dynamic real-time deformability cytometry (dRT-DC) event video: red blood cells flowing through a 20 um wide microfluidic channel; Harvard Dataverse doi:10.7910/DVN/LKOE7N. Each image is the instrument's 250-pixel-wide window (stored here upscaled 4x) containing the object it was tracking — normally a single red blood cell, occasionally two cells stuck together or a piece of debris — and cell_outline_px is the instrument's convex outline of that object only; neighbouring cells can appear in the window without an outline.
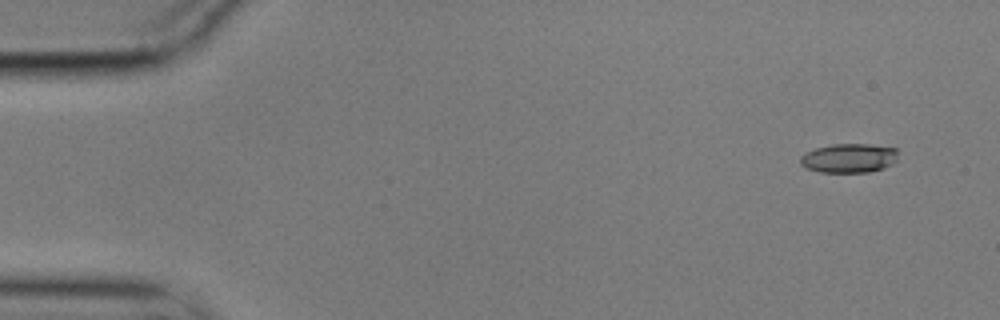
{"species": "common noctule bat (a hibernating species)", "species_latin": "Nyctalus noctula", "temperature_condition": "cold", "stored_images_in_passage": 54, "camera_frame_rate_fps": 3000, "um_per_image_px": 0.085, "animal": {"sex": "male", "body_mass_g": 17.9}, "frame": {"image": 1, "passage_image": 1, "time_ms": 0.0, "image_size_px": [1000, 320], "cell_outline_px": [[896, 160], [892, 164], [884, 168], [868, 172], [820, 172], [804, 168], [800, 164], [800, 156], [804, 152], [816, 148], [832, 144], [868, 144], [896, 148]], "centroid_in_image_um": [72.11, 13.44], "position_along_channel_um": 12.9, "area_um2": 16.7}}
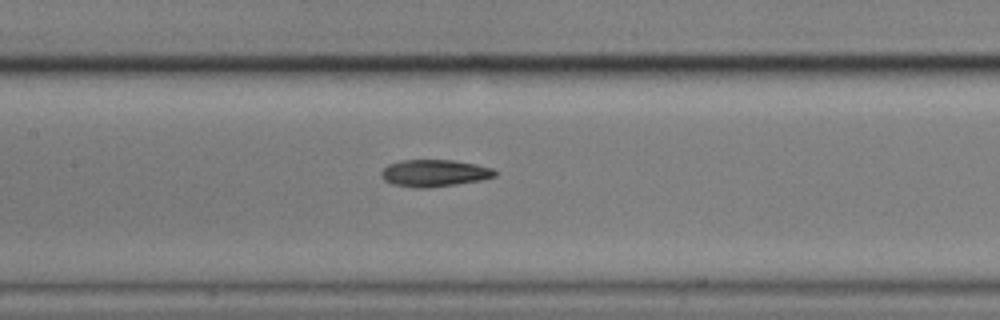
{"frame": {"image": 2, "passage_image": 24, "time_ms": 7.667, "image_size_px": [1000, 320], "cell_outline_px": [[496, 176], [480, 180], [456, 184], [428, 188], [416, 188], [392, 184], [384, 180], [380, 176], [380, 172], [388, 164], [400, 160], [452, 160], [476, 164], [492, 168], [496, 172]], "centroid_in_image_um": [36.88, 14.71], "position_along_channel_um": 170.5, "area_um2": 17.92}}
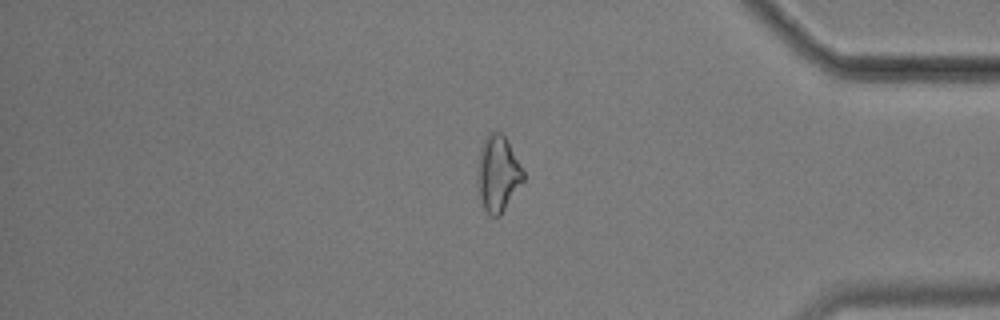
{"frame": {"image": 3, "passage_image": 45, "time_ms": 14.667, "image_size_px": [1000, 320], "cell_outline_px": [[524, 180], [500, 216], [492, 216], [484, 208], [480, 196], [476, 172], [480, 152], [484, 140], [488, 132], [500, 132], [508, 140], [524, 172]], "centroid_in_image_um": [42.33, 14.74], "position_along_channel_um": 392.9, "area_um2": 20.06}, "authors_computed_cell_mechanics": {"area_um2": 17.8313, "velocity_mm_per_s": 3.5335, "shape_relaxation_time_tau1_ms": 10.244, "shape_relaxation_time_tau2_ms": 4.7112, "deformation_change_tau1": 0.2356, "deformation_change_tau2": 0.138}}